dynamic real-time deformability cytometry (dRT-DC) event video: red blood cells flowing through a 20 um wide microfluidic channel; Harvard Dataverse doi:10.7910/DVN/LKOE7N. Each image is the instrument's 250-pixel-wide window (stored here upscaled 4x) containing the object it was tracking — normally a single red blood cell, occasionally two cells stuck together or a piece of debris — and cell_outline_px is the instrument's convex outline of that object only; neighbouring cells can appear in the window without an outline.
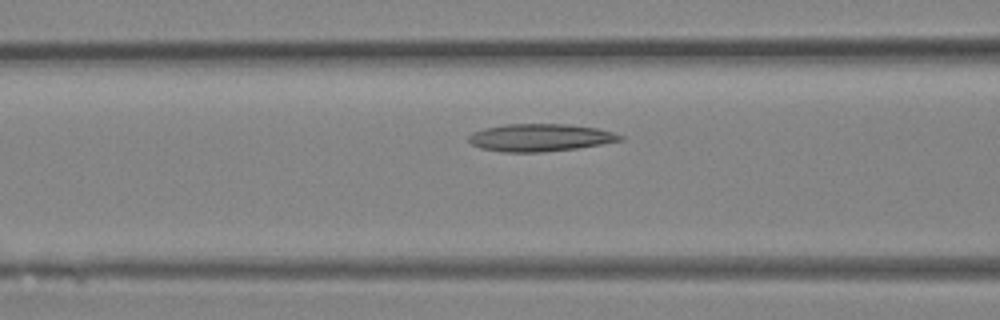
{"species": "Egyptian fruit bat (a non-hibernating species)", "species_latin": "Rousettus aegyptiacus", "temperature_condition": "room temperature", "stored_images_in_passage": 13, "camera_frame_rate_fps": 3000, "um_per_image_px": 0.085, "animal": {"sex": "female"}, "frame": {"image": 1, "passage_image": 11, "time_ms": 3.333, "image_size_px": [1000, 320], "cell_outline_px": [[624, 140], [576, 148], [544, 152], [504, 152], [480, 148], [472, 144], [468, 140], [468, 136], [472, 132], [484, 128], [504, 124], [568, 124], [596, 128], [612, 132], [624, 136]], "centroid_in_image_um": [45.89, 11.69], "position_along_channel_um": 120.7, "area_um2": 24.28}}